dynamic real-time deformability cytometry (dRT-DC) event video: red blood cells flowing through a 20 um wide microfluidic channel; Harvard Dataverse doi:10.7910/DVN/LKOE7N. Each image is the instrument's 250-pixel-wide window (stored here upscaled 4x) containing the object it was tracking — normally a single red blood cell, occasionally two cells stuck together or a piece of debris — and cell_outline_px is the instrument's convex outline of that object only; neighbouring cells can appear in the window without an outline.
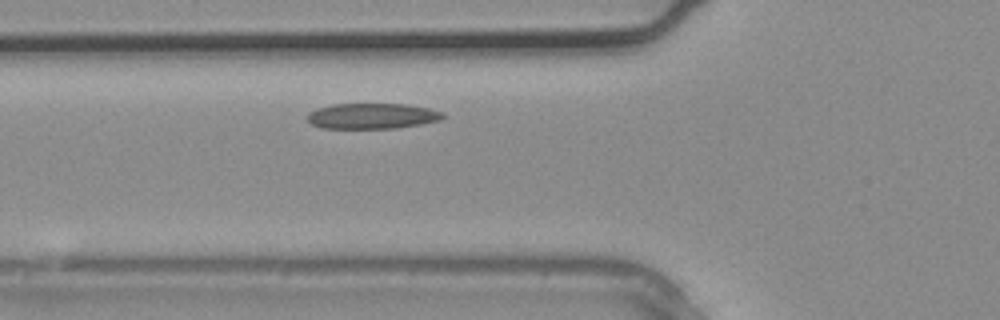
{"species": "common noctule bat (a hibernating species)", "species_latin": "Nyctalus noctula", "temperature_condition": "warm", "stored_images_in_passage": 3, "camera_frame_rate_fps": 3000, "um_per_image_px": 0.085, "animal": {"sex": "male", "body_mass_g": 20.4}, "frame": {"image": 1, "passage_image": 2, "time_ms": 0.333, "image_size_px": [1000, 320], "cell_outline_px": [[448, 116], [440, 120], [420, 124], [396, 128], [320, 128], [312, 124], [308, 120], [308, 112], [316, 108], [332, 104], [408, 104], [428, 108], [444, 112]], "centroid_in_image_um": [31.65, 9.85], "position_along_channel_um": 94.1, "area_um2": 20.35}}